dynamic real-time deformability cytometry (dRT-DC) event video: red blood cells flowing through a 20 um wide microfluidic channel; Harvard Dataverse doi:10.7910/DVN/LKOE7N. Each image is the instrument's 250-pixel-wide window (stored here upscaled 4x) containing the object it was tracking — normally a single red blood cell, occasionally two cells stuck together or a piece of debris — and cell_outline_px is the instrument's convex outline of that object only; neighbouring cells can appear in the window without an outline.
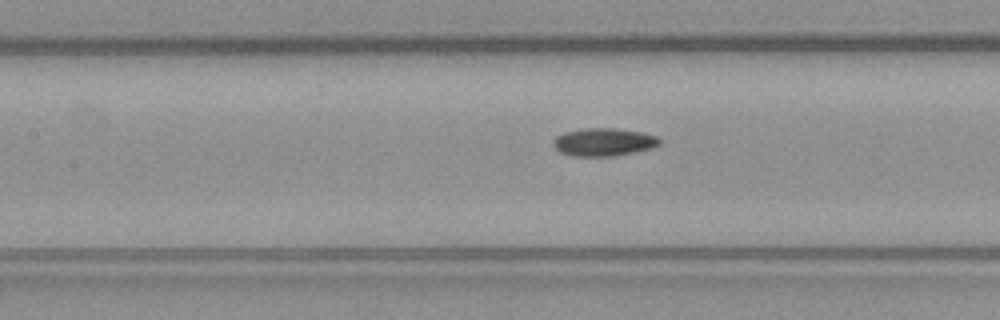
{"species": "common noctule bat (a hibernating species)", "species_latin": "Nyctalus noctula", "temperature_condition": "warm", "stored_images_in_passage": 32, "camera_frame_rate_fps": 3000, "um_per_image_px": 0.085, "animal": {"sex": "male", "body_mass_g": 23.1, "forearm_length_mm": 52.7}, "frame": {"image": 1, "passage_image": 14, "time_ms": 4.333, "image_size_px": [1000, 320], "cell_outline_px": [[660, 144], [652, 148], [612, 156], [572, 156], [560, 152], [552, 144], [552, 140], [556, 136], [564, 132], [584, 128], [616, 128], [640, 132], [656, 136], [660, 140]], "centroid_in_image_um": [51.27, 12.07], "position_along_channel_um": 156.1, "area_um2": 17.22}}